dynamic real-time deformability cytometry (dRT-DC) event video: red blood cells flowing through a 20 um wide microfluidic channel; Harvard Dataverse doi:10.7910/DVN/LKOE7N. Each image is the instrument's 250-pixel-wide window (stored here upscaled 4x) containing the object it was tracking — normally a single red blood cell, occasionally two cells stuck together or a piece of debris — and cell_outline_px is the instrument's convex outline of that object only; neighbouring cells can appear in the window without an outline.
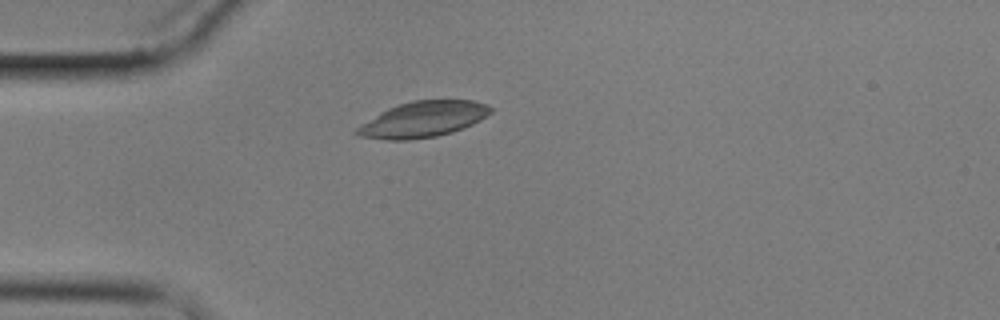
{"species": "common noctule bat (a hibernating species)", "species_latin": "Nyctalus noctula", "temperature_condition": "cold", "stored_images_in_passage": 10, "camera_frame_rate_fps": 3000, "um_per_image_px": 0.085, "animal": {"sex": "male", "body_mass_g": 17.9}, "frame": {"image": 1, "passage_image": 3, "time_ms": 4.333, "image_size_px": [1000, 320], "cell_outline_px": [[492, 112], [480, 120], [472, 124], [452, 132], [436, 136], [408, 140], [388, 140], [360, 136], [352, 132], [356, 128], [380, 112], [388, 108], [412, 100], [472, 100], [488, 104], [492, 108]], "centroid_in_image_um": [35.97, 10.14], "position_along_channel_um": 49.0, "area_um2": 27.74}}
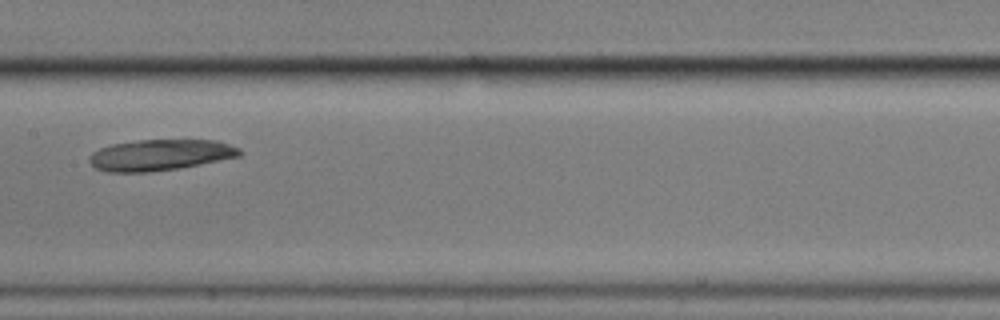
{"frame": {"image": 2, "passage_image": 7, "time_ms": 9.0, "image_size_px": [1000, 320], "cell_outline_px": [[244, 152], [240, 156], [180, 168], [148, 172], [108, 172], [96, 168], [88, 160], [88, 156], [92, 152], [100, 148], [112, 144], [140, 140], [216, 140], [240, 148]], "centroid_in_image_um": [13.61, 13.17], "position_along_channel_um": 193.8, "area_um2": 27.22}}
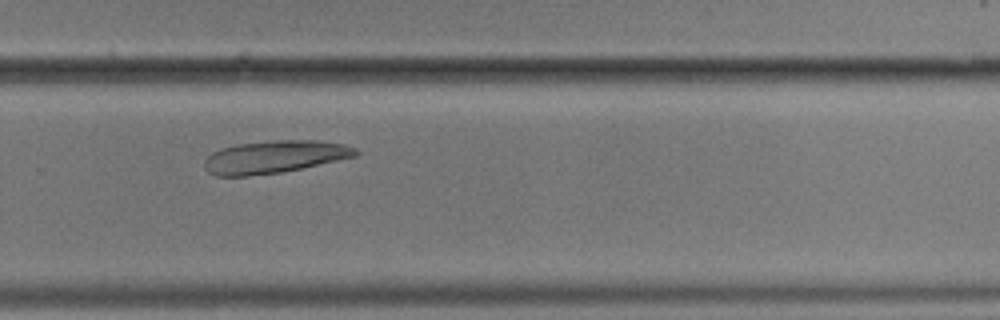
{"frame": {"image": 3, "passage_image": 10, "time_ms": 12.333, "image_size_px": [1000, 320], "cell_outline_px": [[360, 152], [356, 156], [300, 168], [280, 172], [248, 176], [216, 176], [208, 172], [204, 168], [204, 160], [212, 152], [236, 144], [276, 140], [316, 140], [344, 144], [356, 148]], "centroid_in_image_um": [23.31, 13.33], "position_along_channel_um": 306.5, "area_um2": 28.55}}